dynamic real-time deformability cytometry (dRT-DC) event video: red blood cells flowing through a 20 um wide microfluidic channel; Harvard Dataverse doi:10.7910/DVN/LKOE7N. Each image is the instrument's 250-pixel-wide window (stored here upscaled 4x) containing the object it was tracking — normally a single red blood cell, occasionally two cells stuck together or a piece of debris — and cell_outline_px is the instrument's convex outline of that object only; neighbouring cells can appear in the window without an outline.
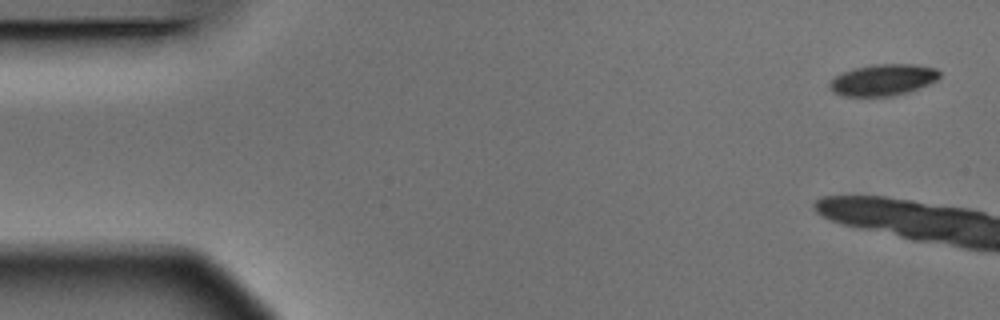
{"species": "Egyptian fruit bat (a non-hibernating species)", "species_latin": "Rousettus aegyptiacus", "temperature_condition": "warm", "stored_images_in_passage": 5, "camera_frame_rate_fps": 3000, "um_per_image_px": 0.085, "animal": {"sex": "male"}, "frame": {"image": 1, "passage_image": 1, "time_ms": 0.0, "image_size_px": [1000, 320], "cell_outline_px": [[940, 76], [936, 80], [928, 84], [908, 92], [892, 96], [840, 96], [832, 92], [828, 88], [828, 84], [836, 76], [844, 72], [856, 68], [872, 64], [912, 64], [936, 68], [940, 72]], "centroid_in_image_um": [75.03, 6.8], "position_along_channel_um": 10.0, "area_um2": 20.11}}